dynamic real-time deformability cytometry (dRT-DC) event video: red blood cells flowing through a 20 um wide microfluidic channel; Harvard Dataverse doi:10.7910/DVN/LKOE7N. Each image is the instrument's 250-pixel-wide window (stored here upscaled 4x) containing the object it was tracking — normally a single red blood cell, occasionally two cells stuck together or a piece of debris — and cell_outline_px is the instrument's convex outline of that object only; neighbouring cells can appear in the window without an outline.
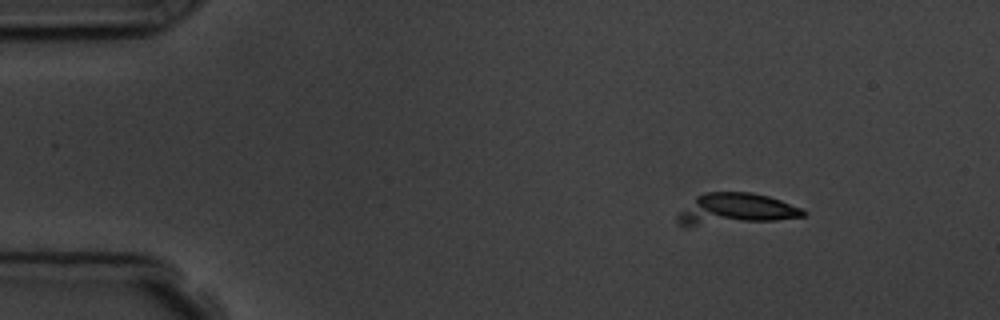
{"species": "common noctule bat (a hibernating species)", "species_latin": "Nyctalus noctula", "temperature_condition": "room temperature", "stored_images_in_passage": 5, "segment_of_instrument_passage": [1, 2], "camera_frame_rate_fps": 3000, "um_per_image_px": 0.085, "animal": {"sex": "male", "body_mass_g": 19.5, "forearm_length_mm": 54.6}, "frame": {"image": 1, "passage_image": 2, "time_ms": 1.0, "image_size_px": [1000, 320], "cell_outline_px": [[808, 212], [804, 216], [776, 220], [688, 228], [684, 228], [676, 224], [676, 216], [696, 196], [704, 192], [752, 192], [768, 196], [780, 200], [800, 208]], "centroid_in_image_um": [62.43, 17.82], "position_along_channel_um": 22.6, "area_um2": 23.58}}